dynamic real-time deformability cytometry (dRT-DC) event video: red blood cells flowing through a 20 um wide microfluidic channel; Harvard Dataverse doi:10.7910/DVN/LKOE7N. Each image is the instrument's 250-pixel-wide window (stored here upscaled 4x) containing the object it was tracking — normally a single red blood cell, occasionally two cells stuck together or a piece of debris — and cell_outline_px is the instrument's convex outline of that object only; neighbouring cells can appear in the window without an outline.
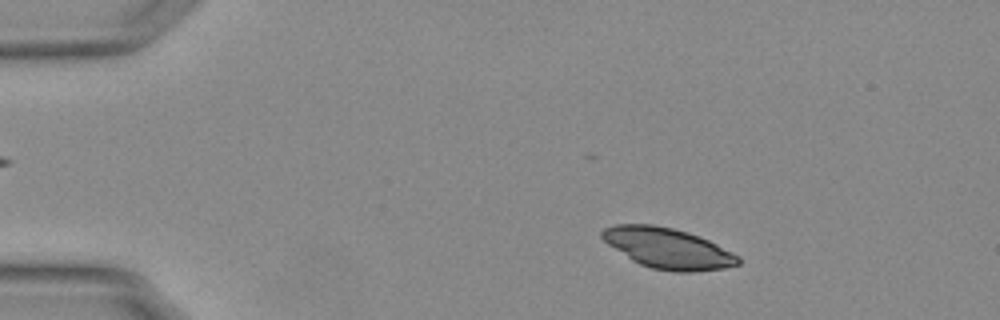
{"species": "Egyptian fruit bat (a non-hibernating species)", "species_latin": "Rousettus aegyptiacus", "temperature_condition": "warm", "stored_images_in_passage": 53, "camera_frame_rate_fps": 3000, "um_per_image_px": 0.085, "animal": {"sex": "female"}, "frame": {"image": 1, "passage_image": 8, "time_ms": 2.333, "image_size_px": [1000, 320], "cell_outline_px": [[740, 264], [724, 268], [696, 272], [672, 272], [652, 268], [640, 264], [632, 260], [608, 244], [600, 236], [600, 232], [604, 228], [616, 224], [652, 224], [672, 228], [688, 232], [700, 236], [740, 256]], "centroid_in_image_um": [56.77, 21.11], "position_along_channel_um": 28.2, "area_um2": 32.19}}